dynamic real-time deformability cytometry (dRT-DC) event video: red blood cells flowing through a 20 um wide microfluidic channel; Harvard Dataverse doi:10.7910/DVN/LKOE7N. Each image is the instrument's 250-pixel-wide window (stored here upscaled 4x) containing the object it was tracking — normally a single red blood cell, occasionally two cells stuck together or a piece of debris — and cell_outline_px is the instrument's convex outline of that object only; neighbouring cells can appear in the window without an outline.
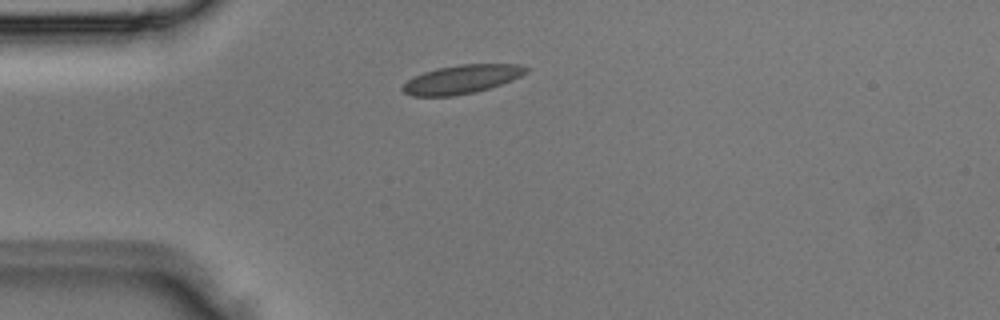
{"species": "Egyptian fruit bat (a non-hibernating species)", "species_latin": "Rousettus aegyptiacus", "temperature_condition": "room temperature", "stored_images_in_passage": 1, "camera_frame_rate_fps": 3000, "um_per_image_px": 0.085, "animal": {"sex": "male"}, "frame": {"image": 1, "passage_image": 1, "time_ms": 0.0, "image_size_px": [1000, 320], "cell_outline_px": [[528, 72], [512, 80], [476, 92], [452, 96], [412, 96], [404, 92], [400, 88], [408, 80], [424, 72], [440, 68], [460, 64], [520, 64], [528, 68]], "centroid_in_image_um": [39.26, 6.74], "position_along_channel_um": 45.7, "area_um2": 20.4}}